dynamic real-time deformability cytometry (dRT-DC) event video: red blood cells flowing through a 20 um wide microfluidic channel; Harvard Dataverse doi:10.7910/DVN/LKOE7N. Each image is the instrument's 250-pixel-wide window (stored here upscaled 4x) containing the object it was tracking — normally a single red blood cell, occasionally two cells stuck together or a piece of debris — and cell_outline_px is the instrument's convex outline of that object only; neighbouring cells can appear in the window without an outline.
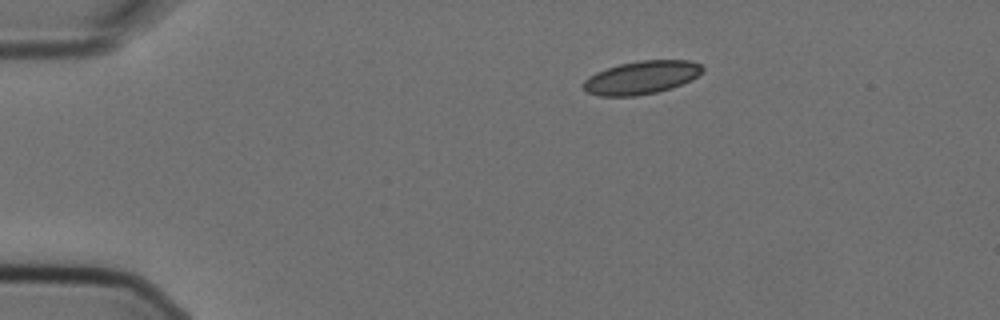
{"species": "Egyptian fruit bat (a non-hibernating species)", "species_latin": "Rousettus aegyptiacus", "temperature_condition": "cold", "stored_images_in_passage": 3, "camera_frame_rate_fps": 3000, "um_per_image_px": 0.085, "animal": {"sex": "female"}, "frame": {"image": 1, "passage_image": 1, "time_ms": 0.0, "image_size_px": [1000, 320], "cell_outline_px": [[704, 68], [692, 80], [672, 88], [656, 92], [636, 96], [600, 96], [588, 92], [580, 84], [588, 76], [596, 72], [620, 64], [640, 60], [692, 60], [700, 64]], "centroid_in_image_um": [54.51, 6.59], "position_along_channel_um": 30.5, "area_um2": 23.06}}